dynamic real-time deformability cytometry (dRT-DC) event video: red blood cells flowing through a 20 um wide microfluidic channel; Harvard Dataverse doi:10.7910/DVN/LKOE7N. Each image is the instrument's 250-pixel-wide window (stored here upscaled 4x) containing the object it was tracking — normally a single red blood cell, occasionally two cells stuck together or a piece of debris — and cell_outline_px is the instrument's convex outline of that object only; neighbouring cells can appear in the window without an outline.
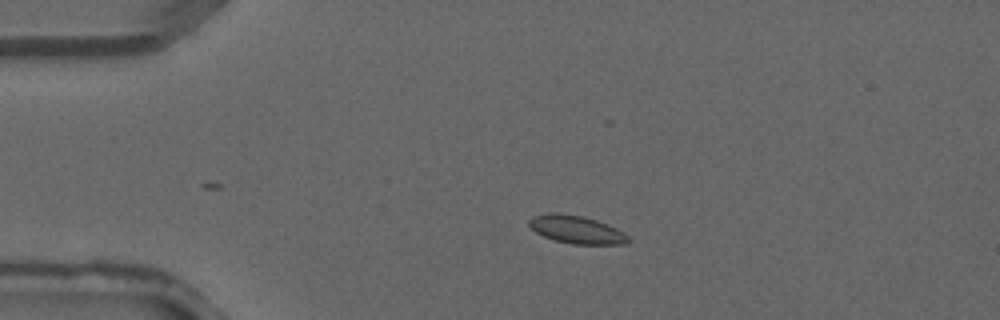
{"species": "common noctule bat (a hibernating species)", "species_latin": "Nyctalus noctula", "temperature_condition": "warm", "stored_images_in_passage": 3, "camera_frame_rate_fps": 3000, "um_per_image_px": 0.085, "animal": {"sex": "male", "forearm_length_mm": 52.5}, "frame": {"image": 1, "passage_image": 2, "time_ms": 0.333, "image_size_px": [1000, 320], "cell_outline_px": [[628, 244], [572, 244], [556, 240], [544, 236], [536, 232], [528, 224], [528, 220], [536, 216], [552, 212], [556, 212], [580, 216], [596, 220], [616, 228], [624, 232], [628, 236]], "centroid_in_image_um": [49.01, 19.52], "position_along_channel_um": 36.0, "area_um2": 15.84}}